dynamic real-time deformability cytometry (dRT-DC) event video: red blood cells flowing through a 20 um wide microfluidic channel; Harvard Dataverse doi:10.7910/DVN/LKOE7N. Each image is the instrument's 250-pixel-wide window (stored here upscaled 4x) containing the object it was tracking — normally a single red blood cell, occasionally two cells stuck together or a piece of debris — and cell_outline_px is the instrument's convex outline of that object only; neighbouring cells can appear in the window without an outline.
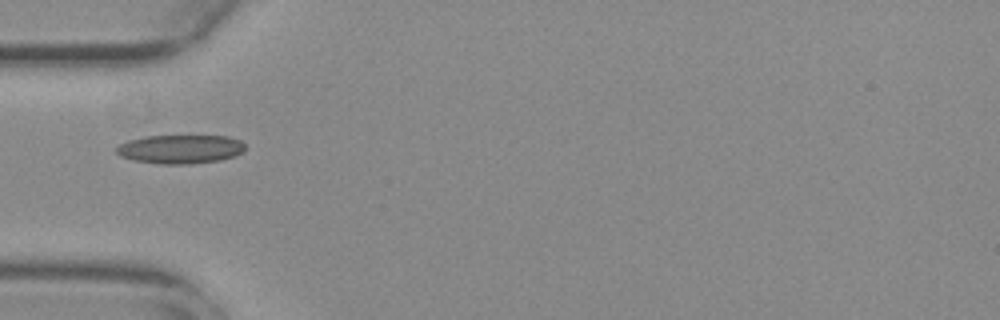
{"species": "common noctule bat (a hibernating species)", "species_latin": "Nyctalus noctula", "temperature_condition": "warm", "stored_images_in_passage": 38, "camera_frame_rate_fps": 3000, "um_per_image_px": 0.085, "animal": {"sex": "female", "body_mass_g": 29.2, "forearm_length_mm": 56.3}, "frame": {"image": 1, "passage_image": 1, "time_ms": 0.0, "image_size_px": [1000, 320], "cell_outline_px": [[244, 152], [236, 156], [220, 160], [188, 164], [160, 164], [132, 160], [120, 156], [116, 152], [116, 148], [120, 144], [128, 140], [144, 136], [228, 136], [240, 140], [244, 144]], "centroid_in_image_um": [15.33, 12.68], "position_along_channel_um": 69.7, "area_um2": 21.73}}
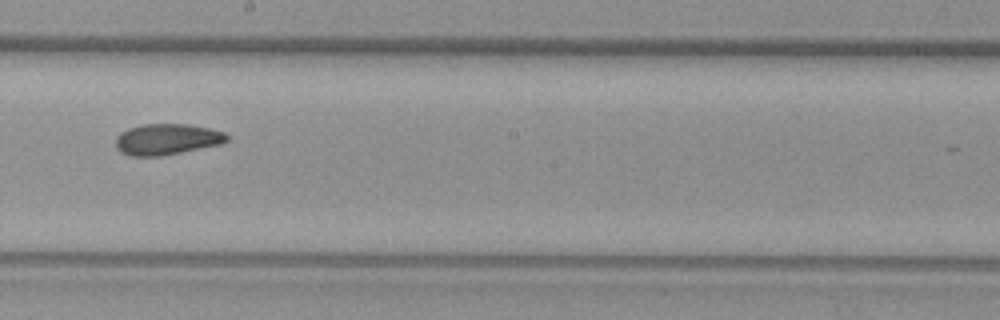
{"frame": {"image": 2, "passage_image": 14, "time_ms": 4.333, "image_size_px": [1000, 320], "cell_outline_px": [[228, 140], [220, 144], [160, 156], [128, 156], [120, 152], [116, 148], [116, 136], [120, 132], [128, 128], [144, 124], [188, 124], [208, 128], [224, 132], [228, 136]], "centroid_in_image_um": [14.14, 11.84], "position_along_channel_um": 234.1, "area_um2": 20.06}}
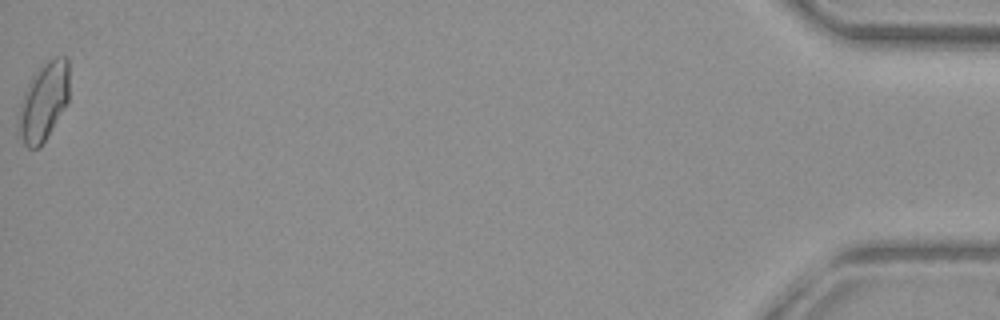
{"frame": {"image": 3, "passage_image": 38, "time_ms": 12.333, "image_size_px": [1000, 320], "cell_outline_px": [[68, 100], [40, 148], [28, 148], [24, 144], [16, 120], [20, 104], [24, 92], [32, 76], [48, 60], [56, 56], [68, 56]], "centroid_in_image_um": [3.69, 8.62], "position_along_channel_um": 431.5, "area_um2": 22.77}, "authors_computed_cell_mechanics": {"area_um2": 20.0855, "velocity_mm_per_s": 3.7887, "shape_relaxation_time_tau1_ms": null, "shape_relaxation_time_tau2_ms": 5.9609, "deformation_change_tau1": null, "deformation_change_tau2": 0.1106}}